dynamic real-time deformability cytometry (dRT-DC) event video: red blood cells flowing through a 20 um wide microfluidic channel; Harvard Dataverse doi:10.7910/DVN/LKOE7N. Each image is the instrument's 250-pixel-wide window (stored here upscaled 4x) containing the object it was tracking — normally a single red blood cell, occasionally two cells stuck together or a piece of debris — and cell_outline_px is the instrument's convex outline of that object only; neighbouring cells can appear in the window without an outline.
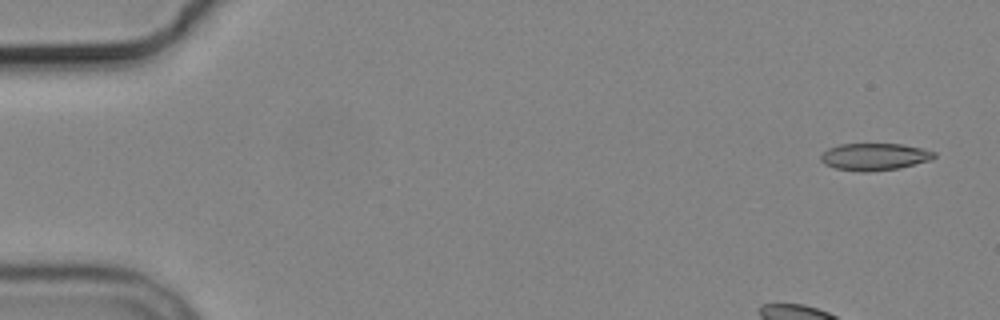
{"species": "common noctule bat (a hibernating species)", "species_latin": "Nyctalus noctula", "temperature_condition": "cold", "stored_images_in_passage": 6, "camera_frame_rate_fps": 3000, "um_per_image_px": 0.085, "animal": {"sex": "male", "body_mass_g": 19.2, "forearm_length_mm": 51.8}, "frame": {"image": 1, "passage_image": 1, "time_ms": 0.0, "image_size_px": [1000, 320], "cell_outline_px": [[936, 156], [932, 160], [900, 168], [868, 172], [864, 172], [836, 168], [824, 164], [820, 160], [820, 156], [828, 148], [840, 144], [904, 144], [936, 152]], "centroid_in_image_um": [74.35, 13.32], "position_along_channel_um": 10.6, "area_um2": 17.98}}